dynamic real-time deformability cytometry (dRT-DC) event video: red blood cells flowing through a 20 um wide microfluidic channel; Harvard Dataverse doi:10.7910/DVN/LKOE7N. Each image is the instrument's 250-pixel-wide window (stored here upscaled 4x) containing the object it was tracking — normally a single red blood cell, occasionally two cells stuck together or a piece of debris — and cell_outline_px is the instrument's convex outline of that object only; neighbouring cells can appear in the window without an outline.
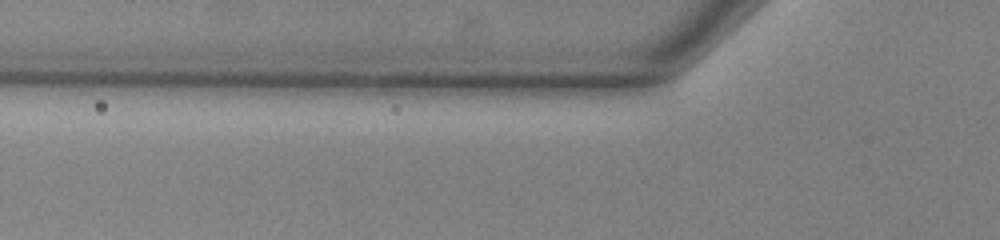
{"species": "common noctule bat (a hibernating species)", "species_latin": "Nyctalus noctula", "temperature_condition": "warm", "stored_images_in_passage": 3, "camera_frame_rate_fps": 3000, "um_per_image_px": 0.085, "animal": {"sex": "male", "body_mass_g": 13.0, "forearm_length_mm": 53.1}, "frame": {"image": 1, "passage_image": 2, "time_ms": 0.333, "image_size_px": [1000, 240], "cell_outline_px": [[604, 140], [600, 144], [496, 148], [484, 148], [460, 144], [472, 132], [588, 132]], "centroid_in_image_um": [45.0, 11.85], "position_along_channel_um": 80.8, "area_um2": 13.64}}